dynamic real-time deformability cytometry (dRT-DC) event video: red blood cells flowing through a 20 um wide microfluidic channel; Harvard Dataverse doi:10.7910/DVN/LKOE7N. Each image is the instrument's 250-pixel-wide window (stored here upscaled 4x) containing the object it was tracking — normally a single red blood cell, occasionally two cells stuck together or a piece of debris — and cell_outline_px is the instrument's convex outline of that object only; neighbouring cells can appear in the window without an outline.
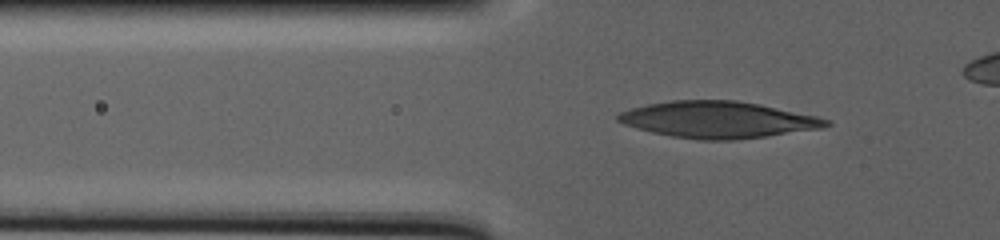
{"species": "human", "species_latin": "Homo sapiens", "temperature_condition": "warm", "stored_images_in_passage": 90, "camera_frame_rate_fps": 3000, "um_per_image_px": 0.085, "donor": {"sex": "male"}, "frame": {"image": 1, "passage_image": 2, "time_ms": 0.667, "image_size_px": [1000, 240], "cell_outline_px": [[832, 124], [820, 128], [736, 140], [700, 140], [672, 136], [652, 132], [636, 128], [624, 124], [616, 120], [616, 116], [620, 112], [632, 108], [648, 104], [672, 100], [736, 100], [760, 104], [816, 116], [832, 120]], "centroid_in_image_um": [61.01, 10.17], "position_along_channel_um": 64.8, "area_um2": 44.1}}
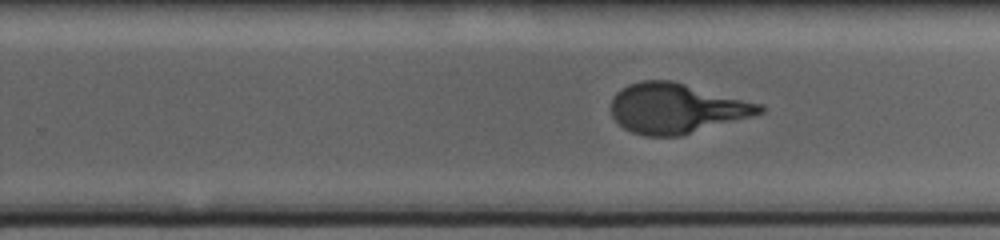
{"frame": {"image": 2, "passage_image": 48, "time_ms": 13.667, "image_size_px": [1000, 240], "cell_outline_px": [[764, 112], [752, 116], [680, 136], [644, 136], [632, 132], [624, 128], [612, 116], [612, 96], [620, 88], [628, 84], [640, 80], [672, 80], [764, 104]], "centroid_in_image_um": [57.49, 9.19], "position_along_channel_um": 272.3, "area_um2": 43.47}}
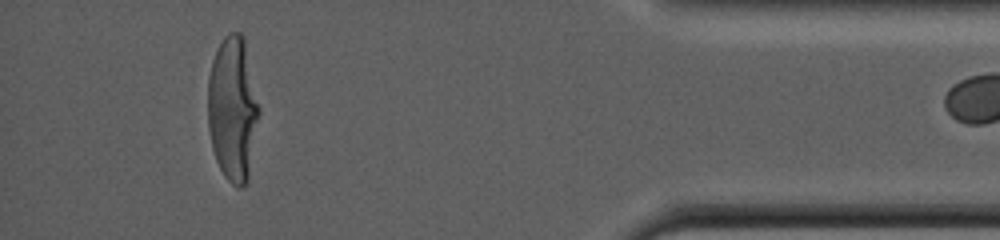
{"frame": {"image": 3, "passage_image": 88, "time_ms": 24.333, "image_size_px": [1000, 240], "cell_outline_px": [[260, 112], [248, 180], [240, 188], [236, 188], [224, 176], [216, 160], [212, 148], [208, 128], [208, 76], [212, 60], [224, 36], [228, 32], [240, 32], [244, 36], [260, 108]], "centroid_in_image_um": [19.79, 9.25], "position_along_channel_um": 415.4, "area_um2": 43.47}}